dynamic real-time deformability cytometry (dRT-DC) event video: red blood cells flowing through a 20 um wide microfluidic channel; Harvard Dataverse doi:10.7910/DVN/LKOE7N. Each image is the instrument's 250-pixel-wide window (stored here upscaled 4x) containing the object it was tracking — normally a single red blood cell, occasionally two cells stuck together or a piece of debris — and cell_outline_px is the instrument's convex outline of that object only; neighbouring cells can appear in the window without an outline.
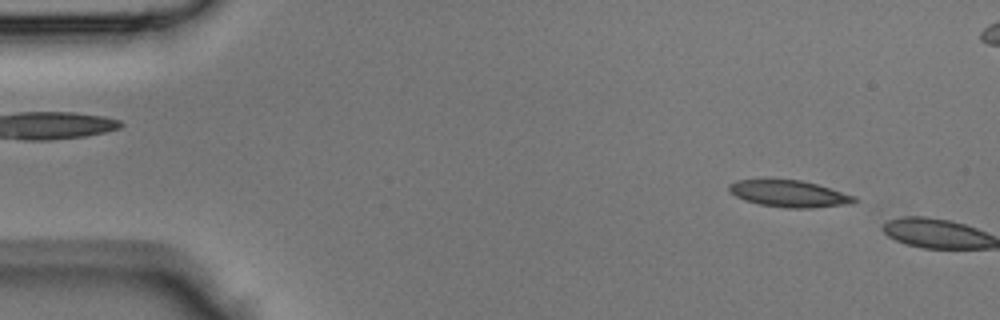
{"species": "Egyptian fruit bat (a non-hibernating species)", "species_latin": "Rousettus aegyptiacus", "temperature_condition": "room temperature", "stored_images_in_passage": 2, "camera_frame_rate_fps": 3000, "um_per_image_px": 0.085, "animal": {"sex": "male"}, "frame": {"image": 1, "passage_image": 1, "time_ms": 0.0, "image_size_px": [1000, 320], "cell_outline_px": [[860, 200], [852, 204], [812, 208], [788, 208], [760, 204], [744, 200], [728, 192], [728, 184], [736, 180], [764, 176], [800, 180], [816, 184], [856, 196]], "centroid_in_image_um": [67.02, 16.42], "position_along_channel_um": 18.0, "area_um2": 20.46}}